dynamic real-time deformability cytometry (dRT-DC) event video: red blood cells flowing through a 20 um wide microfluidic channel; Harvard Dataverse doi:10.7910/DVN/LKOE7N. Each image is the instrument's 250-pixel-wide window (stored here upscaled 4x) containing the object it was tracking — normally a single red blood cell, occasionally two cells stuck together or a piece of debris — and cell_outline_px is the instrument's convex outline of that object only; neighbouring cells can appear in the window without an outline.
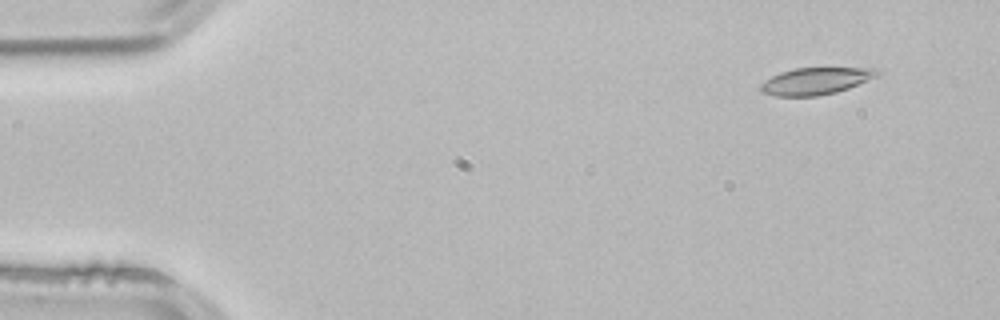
{"species": "common noctule bat (a hibernating species)", "species_latin": "Nyctalus noctula", "temperature_condition": "room temperature", "stored_images_in_passage": 4, "segment_of_instrument_passage": [1, 2], "camera_frame_rate_fps": 3000, "um_per_image_px": 0.085, "animal": {"sex": "male", "body_mass_g": 21.5, "forearm_length_mm": 52.0}, "frame": {"image": 1, "passage_image": 1, "time_ms": 0.0, "image_size_px": [1000, 320], "cell_outline_px": [[880, 72], [876, 76], [848, 88], [836, 92], [816, 96], [776, 96], [760, 92], [760, 84], [764, 80], [780, 72], [796, 68], [872, 68]], "centroid_in_image_um": [69.26, 6.89], "position_along_channel_um": 15.7, "area_um2": 18.09}}